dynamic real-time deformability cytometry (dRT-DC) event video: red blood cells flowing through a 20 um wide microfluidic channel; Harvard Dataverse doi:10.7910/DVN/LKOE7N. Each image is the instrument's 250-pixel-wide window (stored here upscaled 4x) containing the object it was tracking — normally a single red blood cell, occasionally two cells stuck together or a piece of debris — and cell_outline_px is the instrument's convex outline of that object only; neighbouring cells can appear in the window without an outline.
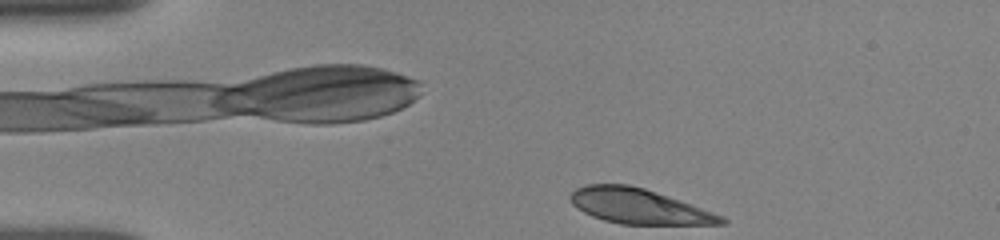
{"species": "human", "species_latin": "Homo sapiens", "temperature_condition": "room temperature", "stored_images_in_passage": 5, "camera_frame_rate_fps": 3000, "um_per_image_px": 0.085, "donor": {"sex": "female"}, "frame": {"image": 1, "passage_image": 1, "time_ms": 0.0, "image_size_px": [1000, 240], "cell_outline_px": [[728, 224], [620, 224], [604, 220], [592, 216], [576, 208], [572, 204], [568, 196], [576, 188], [588, 184], [628, 184], [644, 188], [680, 200], [724, 216], [728, 220]], "centroid_in_image_um": [54.29, 17.53], "position_along_channel_um": 30.7, "area_um2": 30.81}}